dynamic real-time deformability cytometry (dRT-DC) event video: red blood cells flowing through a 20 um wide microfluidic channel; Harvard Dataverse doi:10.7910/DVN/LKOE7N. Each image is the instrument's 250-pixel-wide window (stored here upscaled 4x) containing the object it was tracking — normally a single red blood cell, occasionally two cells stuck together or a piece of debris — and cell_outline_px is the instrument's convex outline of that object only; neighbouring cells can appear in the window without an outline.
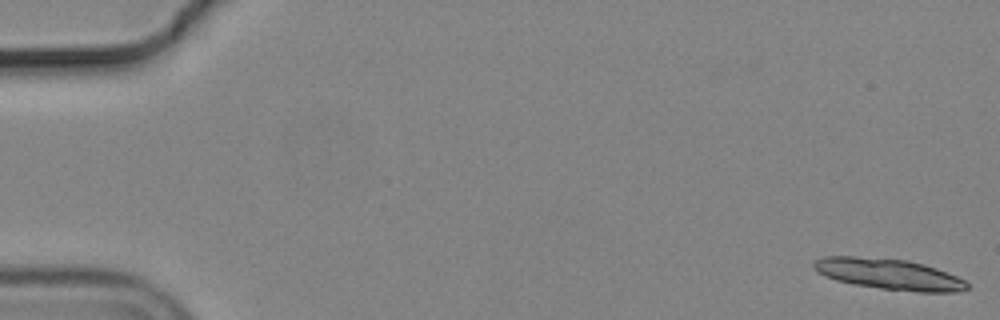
{"species": "common noctule bat (a hibernating species)", "species_latin": "Nyctalus noctula", "temperature_condition": "cold", "stored_images_in_passage": 11, "camera_frame_rate_fps": 3000, "um_per_image_px": 0.085, "animal": {"sex": "male", "body_mass_g": 19.2, "forearm_length_mm": 51.8}, "frame": {"image": 1, "passage_image": 1, "time_ms": 0.0, "image_size_px": [1000, 320], "cell_outline_px": [[968, 288], [960, 292], [916, 292], [880, 288], [852, 284], [836, 280], [824, 276], [816, 272], [812, 268], [812, 264], [816, 260], [824, 256], [856, 256], [908, 260], [924, 264], [936, 268], [956, 276], [964, 280], [968, 284]], "centroid_in_image_um": [75.52, 23.3], "position_along_channel_um": 9.5, "area_um2": 27.74}}